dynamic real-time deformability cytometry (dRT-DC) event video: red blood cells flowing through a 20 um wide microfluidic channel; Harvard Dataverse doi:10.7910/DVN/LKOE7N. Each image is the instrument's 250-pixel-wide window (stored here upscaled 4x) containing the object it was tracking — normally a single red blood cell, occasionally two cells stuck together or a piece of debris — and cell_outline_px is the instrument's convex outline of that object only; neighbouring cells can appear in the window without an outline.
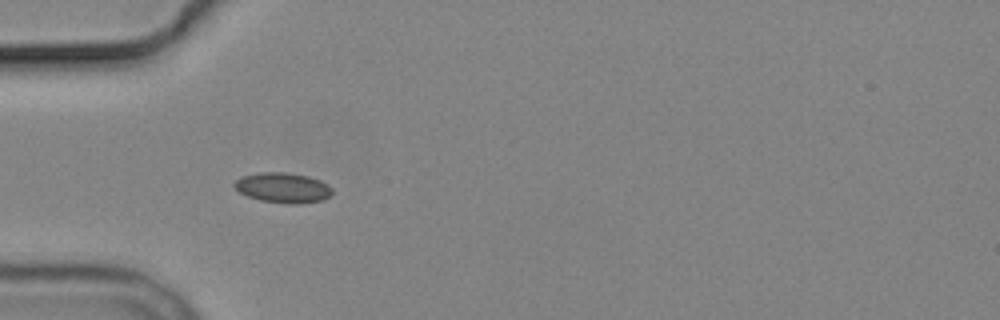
{"species": "common noctule bat (a hibernating species)", "species_latin": "Nyctalus noctula", "temperature_condition": "cold", "stored_images_in_passage": 4, "camera_frame_rate_fps": 3000, "um_per_image_px": 0.085, "animal": {"sex": "male", "body_mass_g": 19.2, "forearm_length_mm": 51.8}, "frame": {"image": 1, "passage_image": 4, "time_ms": 3.333, "image_size_px": [1000, 320], "cell_outline_px": [[332, 192], [324, 200], [292, 204], [260, 200], [248, 196], [240, 192], [232, 184], [236, 180], [244, 176], [260, 172], [284, 172], [308, 176], [320, 180], [332, 188]], "centroid_in_image_um": [24.05, 15.95], "position_along_channel_um": 61.0, "area_um2": 16.94}}